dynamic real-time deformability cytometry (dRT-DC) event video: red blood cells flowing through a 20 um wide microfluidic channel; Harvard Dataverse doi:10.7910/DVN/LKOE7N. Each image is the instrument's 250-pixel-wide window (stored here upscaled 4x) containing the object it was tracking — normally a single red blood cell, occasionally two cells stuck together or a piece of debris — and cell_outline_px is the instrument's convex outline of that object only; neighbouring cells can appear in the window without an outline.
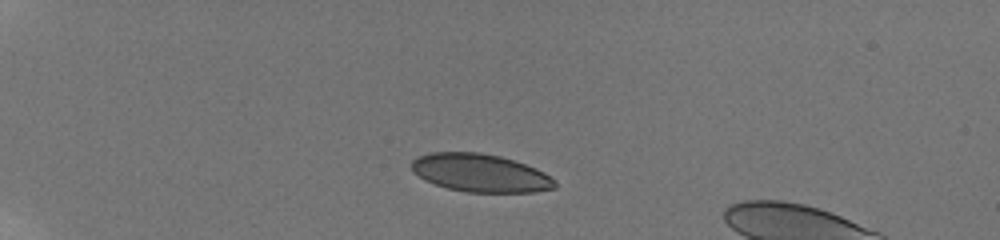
{"species": "human", "species_latin": "Homo sapiens", "temperature_condition": "room temperature", "stored_images_in_passage": 41, "camera_frame_rate_fps": 3000, "um_per_image_px": 0.085, "donor": {"sex": "male"}, "frame": {"image": 1, "passage_image": 1, "time_ms": 0.0, "image_size_px": [1000, 240], "cell_outline_px": [[556, 188], [536, 192], [468, 192], [448, 188], [424, 180], [412, 172], [408, 164], [416, 156], [432, 152], [480, 152], [500, 156], [536, 168], [544, 172], [556, 180]], "centroid_in_image_um": [40.79, 14.69], "position_along_channel_um": 44.2, "area_um2": 32.02}}
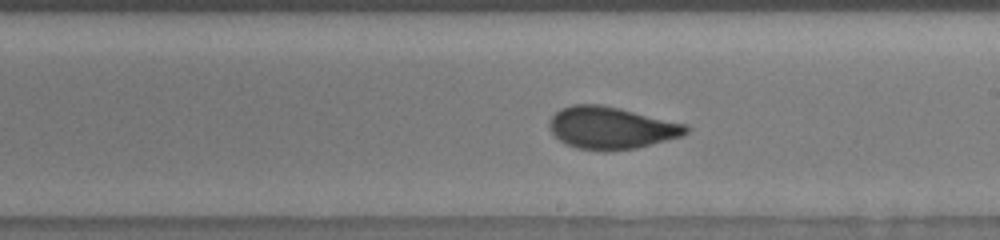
{"frame": {"image": 2, "passage_image": 21, "time_ms": 6.667, "image_size_px": [1000, 240], "cell_outline_px": [[688, 132], [680, 136], [636, 148], [604, 152], [576, 148], [560, 140], [552, 132], [548, 124], [548, 120], [560, 108], [572, 104], [600, 104], [620, 108], [684, 124], [688, 128]], "centroid_in_image_um": [51.89, 10.87], "position_along_channel_um": 237.1, "area_um2": 33.41}}
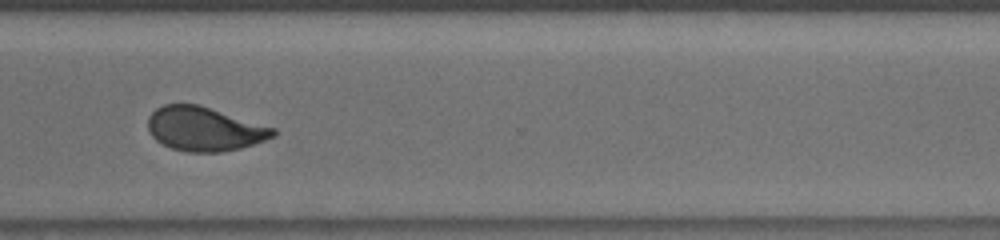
{"frame": {"image": 3, "passage_image": 30, "time_ms": 9.667, "image_size_px": [1000, 240], "cell_outline_px": [[276, 136], [240, 148], [220, 152], [188, 152], [172, 148], [156, 140], [152, 136], [148, 128], [148, 116], [156, 108], [164, 104], [196, 104], [276, 128]], "centroid_in_image_um": [17.36, 10.96], "position_along_channel_um": 353.2, "area_um2": 31.85}, "authors_computed_cell_mechanics": {"area_um2": 32.8304, "velocity_mm_per_s": 3.8769, "shape_relaxation_time_tau1_ms": 5.6412, "shape_relaxation_time_tau2_ms": 0.8231, "deformation_change_tau1": 0.1647, "deformation_change_tau2": 0.0455}}